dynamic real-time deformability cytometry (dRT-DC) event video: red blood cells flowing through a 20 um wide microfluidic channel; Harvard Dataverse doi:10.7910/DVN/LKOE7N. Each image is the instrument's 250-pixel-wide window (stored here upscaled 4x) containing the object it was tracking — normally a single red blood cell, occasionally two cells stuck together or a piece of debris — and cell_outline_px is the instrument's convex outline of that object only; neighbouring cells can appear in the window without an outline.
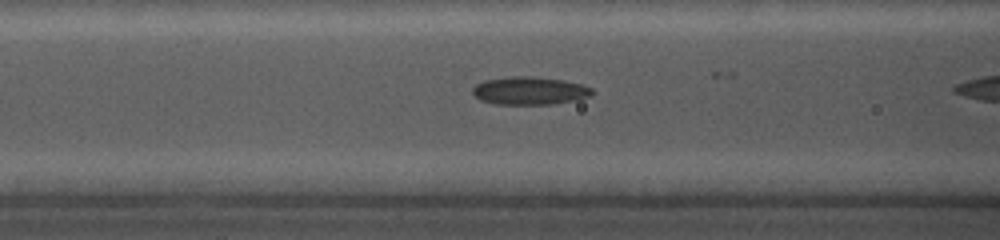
{"species": "common noctule bat (a hibernating species)", "species_latin": "Nyctalus noctula", "temperature_condition": "cold", "stored_images_in_passage": 7, "camera_frame_rate_fps": 5000, "um_per_image_px": 0.085, "animal": {"sex": "female", "body_mass_g": 19.0, "forearm_length_mm": 56.7}, "frame": {"image": 1, "passage_image": 6, "time_ms": 2.4, "image_size_px": [1000, 240], "cell_outline_px": [[596, 92], [592, 96], [576, 100], [552, 104], [496, 104], [480, 100], [472, 92], [472, 88], [476, 84], [484, 80], [512, 76], [532, 76], [564, 80], [580, 84], [592, 88]], "centroid_in_image_um": [45.05, 7.71], "position_along_channel_um": 121.6, "area_um2": 19.59}}